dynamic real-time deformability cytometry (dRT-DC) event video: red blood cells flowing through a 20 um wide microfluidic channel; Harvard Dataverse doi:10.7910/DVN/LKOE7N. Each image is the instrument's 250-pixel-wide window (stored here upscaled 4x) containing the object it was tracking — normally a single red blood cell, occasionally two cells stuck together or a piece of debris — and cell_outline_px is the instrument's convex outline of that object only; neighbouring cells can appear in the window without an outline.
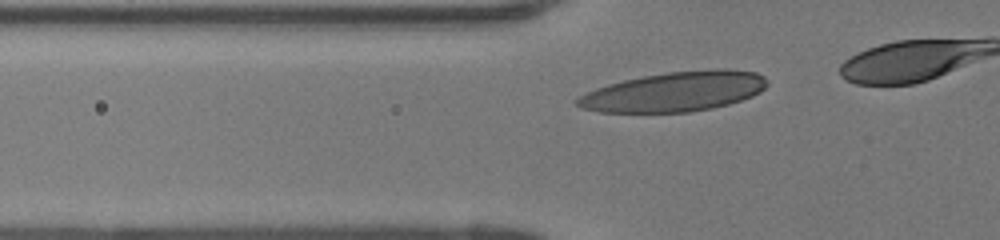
{"species": "human", "species_latin": "Homo sapiens", "temperature_condition": "room temperature", "stored_images_in_passage": 11, "camera_frame_rate_fps": 3000, "um_per_image_px": 0.085, "donor": {"sex": "female"}, "frame": {"image": 1, "passage_image": 5, "time_ms": 1.333, "image_size_px": [1000, 240], "cell_outline_px": [[768, 84], [760, 92], [752, 96], [728, 104], [712, 108], [688, 112], [600, 112], [580, 108], [572, 100], [584, 92], [608, 84], [624, 80], [644, 76], [668, 72], [720, 68], [724, 68], [756, 72], [764, 76], [768, 80]], "centroid_in_image_um": [57.31, 7.79], "position_along_channel_um": 68.5, "area_um2": 44.16}}
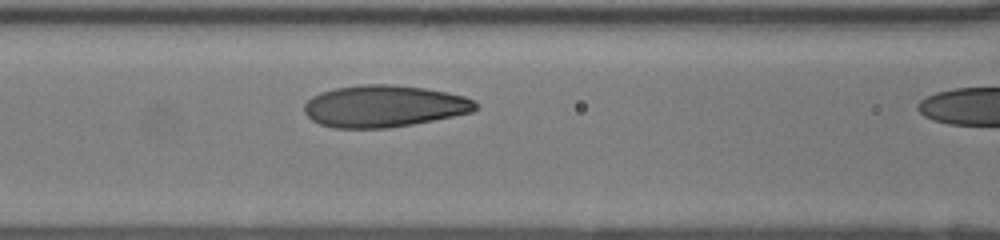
{"frame": {"image": 2, "passage_image": 10, "time_ms": 3.0, "image_size_px": [1000, 240], "cell_outline_px": [[476, 108], [472, 112], [412, 124], [388, 128], [332, 128], [320, 124], [312, 120], [304, 112], [304, 104], [312, 96], [320, 92], [336, 88], [360, 84], [392, 84], [424, 88], [448, 92], [464, 96], [472, 100], [476, 104]], "centroid_in_image_um": [32.6, 9.02], "position_along_channel_um": 134.0, "area_um2": 41.73}}